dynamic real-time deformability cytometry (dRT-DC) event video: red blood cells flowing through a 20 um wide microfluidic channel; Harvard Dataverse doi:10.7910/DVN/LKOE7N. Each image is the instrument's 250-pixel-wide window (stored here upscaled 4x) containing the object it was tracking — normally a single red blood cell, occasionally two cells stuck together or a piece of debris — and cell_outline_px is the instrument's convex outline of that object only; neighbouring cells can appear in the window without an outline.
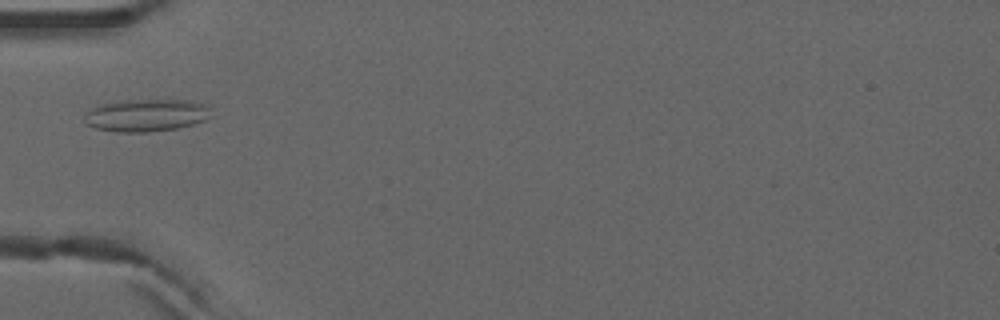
{"species": "common noctule bat (a hibernating species)", "species_latin": "Nyctalus noctula", "temperature_condition": "warm", "stored_images_in_passage": 4, "camera_frame_rate_fps": 3000, "um_per_image_px": 0.085, "animal": {"sex": "male", "forearm_length_mm": 52.5}, "frame": {"image": 1, "passage_image": 4, "time_ms": 1.0, "image_size_px": [1000, 320], "cell_outline_px": [[216, 116], [208, 120], [176, 128], [148, 132], [116, 132], [96, 128], [88, 124], [84, 120], [84, 116], [96, 104], [120, 100], [192, 100], [208, 104]], "centroid_in_image_um": [12.52, 9.78], "position_along_channel_um": 72.5, "area_um2": 24.51}}